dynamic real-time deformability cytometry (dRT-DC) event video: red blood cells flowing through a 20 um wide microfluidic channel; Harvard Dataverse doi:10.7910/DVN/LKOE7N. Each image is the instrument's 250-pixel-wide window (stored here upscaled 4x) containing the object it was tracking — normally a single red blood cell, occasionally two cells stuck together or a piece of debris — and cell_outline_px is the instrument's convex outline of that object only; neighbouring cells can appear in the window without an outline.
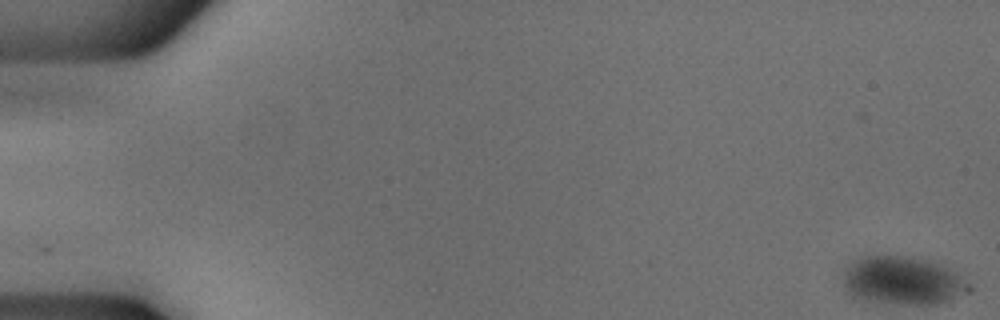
{"species": "common noctule bat (a hibernating species)", "species_latin": "Nyctalus noctula", "temperature_condition": "cold", "stored_images_in_passage": 54, "camera_frame_rate_fps": 3000, "um_per_image_px": 0.085, "animal": {"sex": "male", "body_mass_g": 18.8}, "frame": {"image": 1, "passage_image": 1, "time_ms": 0.0, "image_size_px": [1000, 320], "cell_outline_px": [[964, 284], [952, 296], [936, 304], [900, 304], [868, 300], [852, 296], [844, 288], [844, 276], [848, 264], [852, 260], [860, 256], [904, 256], [924, 260], [948, 268], [956, 272]], "centroid_in_image_um": [76.52, 23.82], "position_along_channel_um": 8.5, "area_um2": 33.64}}
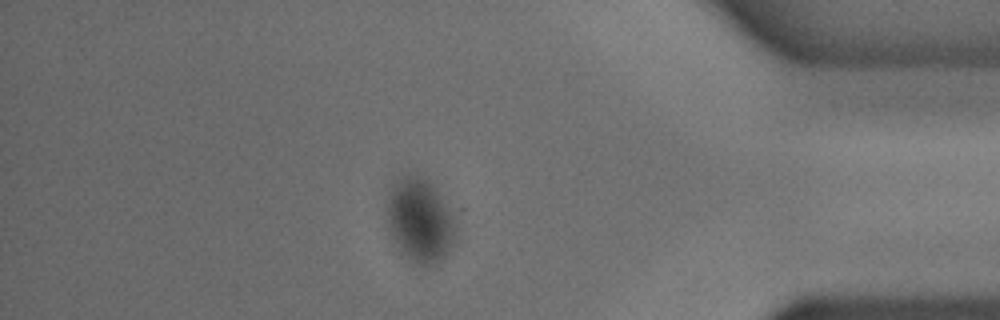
{"frame": {"image": 2, "passage_image": 47, "time_ms": 15.333, "image_size_px": [1000, 320], "cell_outline_px": [[456, 244], [448, 256], [432, 264], [416, 264], [408, 260], [400, 252], [392, 240], [388, 228], [388, 192], [392, 184], [404, 172], [424, 176], [432, 184], [456, 220]], "centroid_in_image_um": [35.7, 18.73], "position_along_channel_um": 399.5, "area_um2": 34.51}}
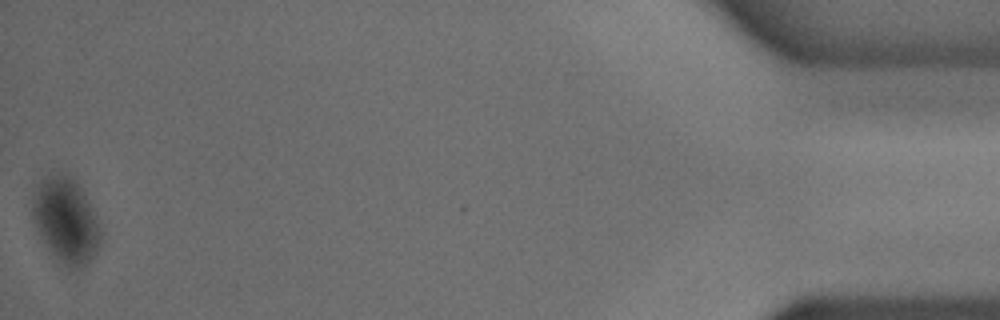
{"frame": {"image": 3, "passage_image": 54, "time_ms": 17.667, "image_size_px": [1000, 320], "cell_outline_px": [[100, 244], [96, 252], [76, 272], [68, 272], [48, 252], [36, 232], [32, 220], [32, 192], [40, 180], [44, 176], [60, 172], [72, 176], [88, 200], [96, 216], [100, 228]], "centroid_in_image_um": [5.53, 18.78], "position_along_channel_um": 429.7, "area_um2": 34.85}}